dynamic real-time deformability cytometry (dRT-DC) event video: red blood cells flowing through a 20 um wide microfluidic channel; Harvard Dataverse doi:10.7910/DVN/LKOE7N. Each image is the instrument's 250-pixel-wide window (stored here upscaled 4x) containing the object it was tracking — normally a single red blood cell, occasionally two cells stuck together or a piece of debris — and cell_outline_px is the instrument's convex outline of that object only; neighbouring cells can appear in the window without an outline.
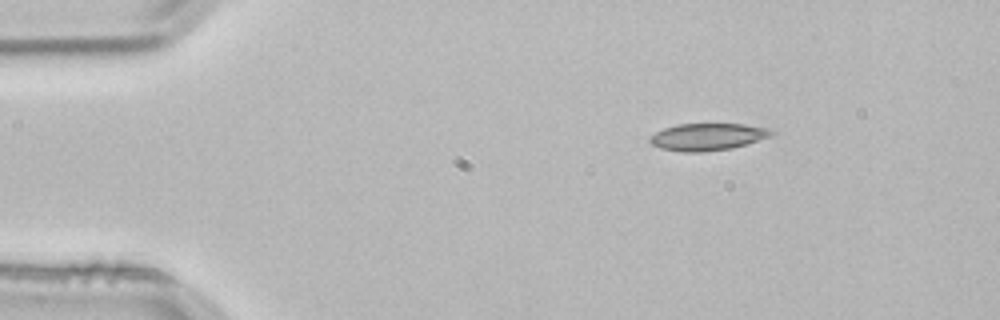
{"species": "common noctule bat (a hibernating species)", "species_latin": "Nyctalus noctula", "temperature_condition": "room temperature", "stored_images_in_passage": 2, "camera_frame_rate_fps": 3000, "um_per_image_px": 0.085, "animal": {"sex": "male", "body_mass_g": 21.5, "forearm_length_mm": 52.0}, "frame": {"image": 1, "passage_image": 1, "time_ms": 0.0, "image_size_px": [1000, 320], "cell_outline_px": [[776, 132], [772, 136], [732, 148], [700, 152], [680, 152], [660, 148], [652, 144], [648, 140], [656, 132], [664, 128], [676, 124], [744, 124], [768, 128]], "centroid_in_image_um": [60.15, 11.63], "position_along_channel_um": 24.8, "area_um2": 19.19}}